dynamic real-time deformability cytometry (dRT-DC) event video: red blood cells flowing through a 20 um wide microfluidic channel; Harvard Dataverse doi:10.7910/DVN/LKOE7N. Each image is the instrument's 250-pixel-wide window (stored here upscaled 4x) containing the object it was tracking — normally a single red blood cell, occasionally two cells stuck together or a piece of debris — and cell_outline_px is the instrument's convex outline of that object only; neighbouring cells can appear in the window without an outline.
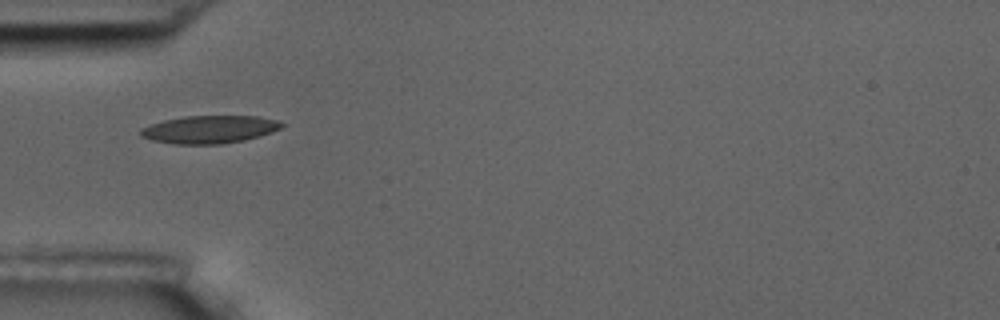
{"species": "common noctule bat (a hibernating species)", "species_latin": "Nyctalus noctula", "temperature_condition": "room temperature", "stored_images_in_passage": 11, "camera_frame_rate_fps": 3000, "um_per_image_px": 0.085, "animal": {"sex": "male", "body_mass_g": 17.5, "forearm_length_mm": 52.3}, "frame": {"image": 1, "passage_image": 1, "time_ms": 0.0, "image_size_px": [1000, 320], "cell_outline_px": [[288, 124], [272, 132], [260, 136], [244, 140], [220, 144], [176, 144], [152, 140], [140, 136], [140, 128], [148, 124], [164, 120], [184, 116], [256, 116], [276, 120]], "centroid_in_image_um": [17.8, 11.0], "position_along_channel_um": 67.2, "area_um2": 22.95}}
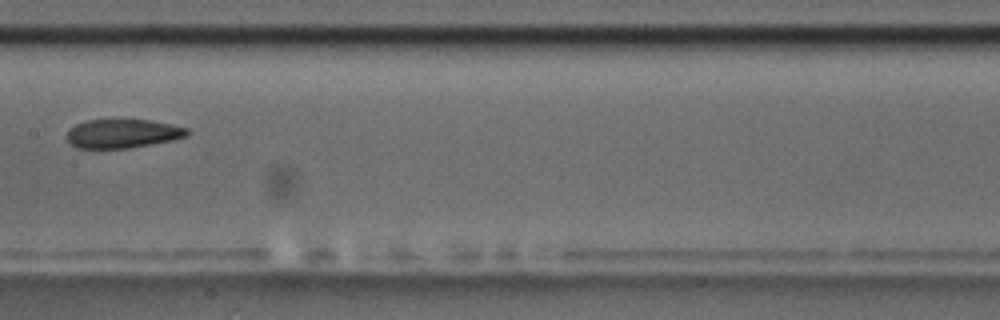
{"frame": {"image": 2, "passage_image": 4, "time_ms": 3.667, "image_size_px": [1000, 320], "cell_outline_px": [[192, 132], [188, 136], [172, 140], [128, 148], [76, 148], [64, 136], [68, 128], [76, 124], [88, 120], [112, 116], [148, 120], [188, 128]], "centroid_in_image_um": [10.38, 11.3], "position_along_channel_um": 197.0, "area_um2": 21.1}}
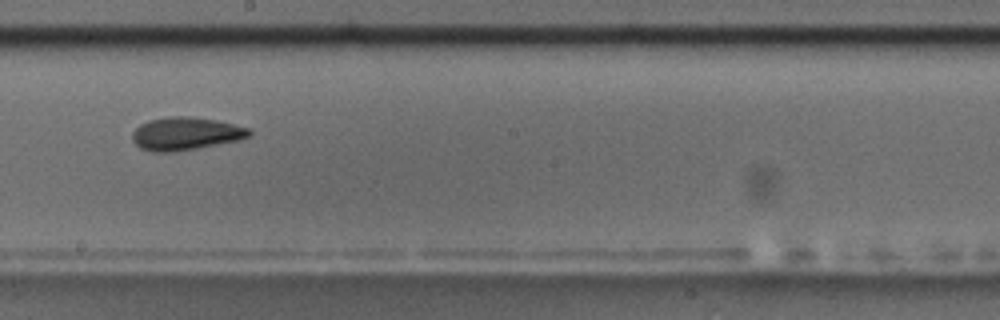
{"frame": {"image": 3, "passage_image": 5, "time_ms": 4.667, "image_size_px": [1000, 320], "cell_outline_px": [[252, 132], [248, 136], [240, 140], [176, 152], [152, 152], [140, 148], [132, 140], [132, 132], [140, 124], [148, 120], [172, 116], [188, 116], [216, 120], [252, 128]], "centroid_in_image_um": [15.78, 11.36], "position_along_channel_um": 232.4, "area_um2": 22.6}, "authors_computed_cell_mechanics": {"area_um2": 21.5594, "velocity_mm_per_s": 3.5496, "shape_relaxation_time_tau1_ms": 3.6685, "shape_relaxation_time_tau2_ms": null, "deformation_change_tau1": 0.1011, "deformation_change_tau2": null}}